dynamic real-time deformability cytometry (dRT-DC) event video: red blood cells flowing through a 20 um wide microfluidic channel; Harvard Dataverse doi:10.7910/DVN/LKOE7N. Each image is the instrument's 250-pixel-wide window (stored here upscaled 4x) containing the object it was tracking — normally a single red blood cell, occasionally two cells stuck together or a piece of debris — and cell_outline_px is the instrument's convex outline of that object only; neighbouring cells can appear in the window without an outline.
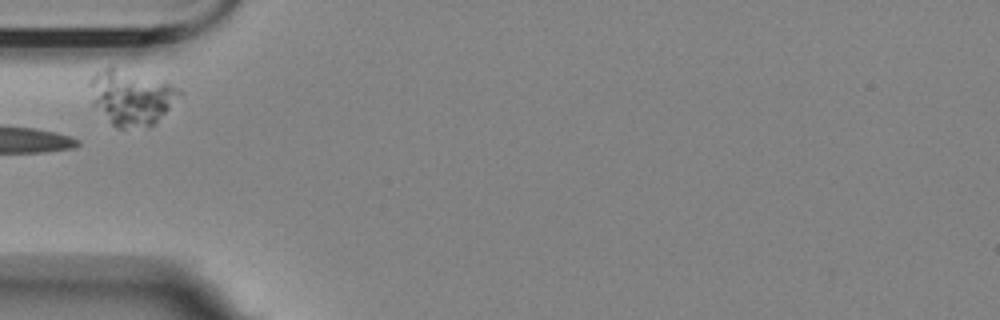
{"species": "Egyptian fruit bat (a non-hibernating species)", "species_latin": "Rousettus aegyptiacus", "temperature_condition": "room temperature", "stored_images_in_passage": 15, "camera_frame_rate_fps": 3000, "um_per_image_px": 0.085, "animal": {"sex": "female"}, "frame": {"image": 1, "passage_image": 5, "time_ms": 5.667, "image_size_px": [1000, 320], "cell_outline_px": [[184, 96], [148, 128], [116, 128], [92, 104], [88, 84], [92, 76], [96, 72], [108, 64], [172, 84], [180, 88], [184, 92]], "centroid_in_image_um": [11.16, 8.26], "position_along_channel_um": 73.8, "area_um2": 29.42}, "authors_computed_cell_mechanics": {"area_um2": 22.0218, "velocity_mm_per_s": 3.4772, "shape_relaxation_time_tau1_ms": 1.7955, "shape_relaxation_time_tau2_ms": 6.4723, "deformation_change_tau1": 0.0054, "deformation_change_tau2": 0.1081}}